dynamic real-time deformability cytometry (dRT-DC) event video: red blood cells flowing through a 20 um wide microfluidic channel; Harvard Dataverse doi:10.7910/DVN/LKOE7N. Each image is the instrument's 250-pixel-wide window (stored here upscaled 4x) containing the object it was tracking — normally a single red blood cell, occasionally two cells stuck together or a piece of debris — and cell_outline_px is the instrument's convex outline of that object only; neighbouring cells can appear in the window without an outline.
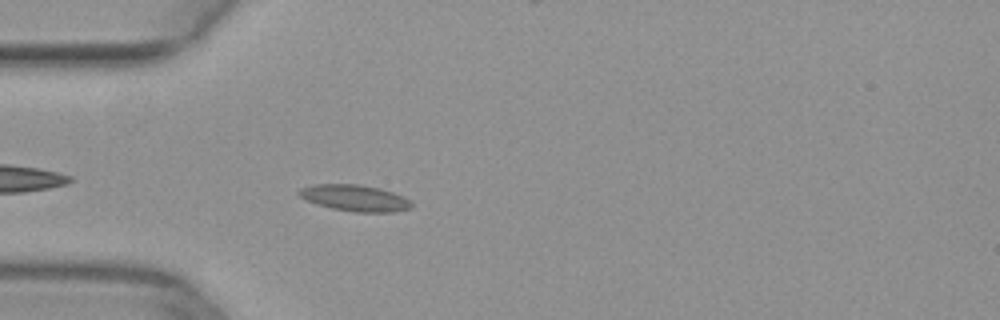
{"species": "common noctule bat (a hibernating species)", "species_latin": "Nyctalus noctula", "temperature_condition": "warm", "stored_images_in_passage": 40, "camera_frame_rate_fps": 3000, "um_per_image_px": 0.085, "animal": {"sex": "female", "body_mass_g": 29.2, "forearm_length_mm": 56.3}, "frame": {"image": 1, "passage_image": 4, "time_ms": 1.0, "image_size_px": [1000, 320], "cell_outline_px": [[412, 208], [392, 212], [352, 212], [332, 208], [316, 204], [300, 196], [296, 192], [300, 188], [312, 184], [360, 184], [380, 188], [404, 196], [412, 200]], "centroid_in_image_um": [30.18, 16.82], "position_along_channel_um": 54.8, "area_um2": 17.46}}
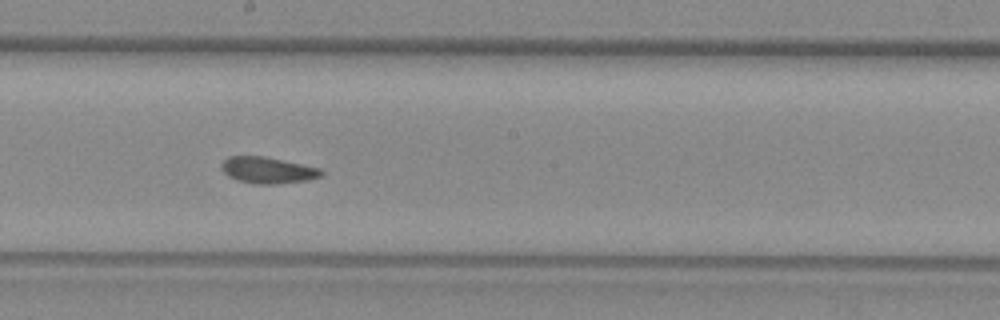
{"frame": {"image": 2, "passage_image": 17, "time_ms": 5.333, "image_size_px": [1000, 320], "cell_outline_px": [[324, 172], [320, 176], [308, 180], [276, 184], [256, 184], [236, 180], [228, 176], [220, 168], [220, 164], [228, 156], [264, 156], [320, 168]], "centroid_in_image_um": [22.72, 14.47], "position_along_channel_um": 225.5, "area_um2": 15.37}}
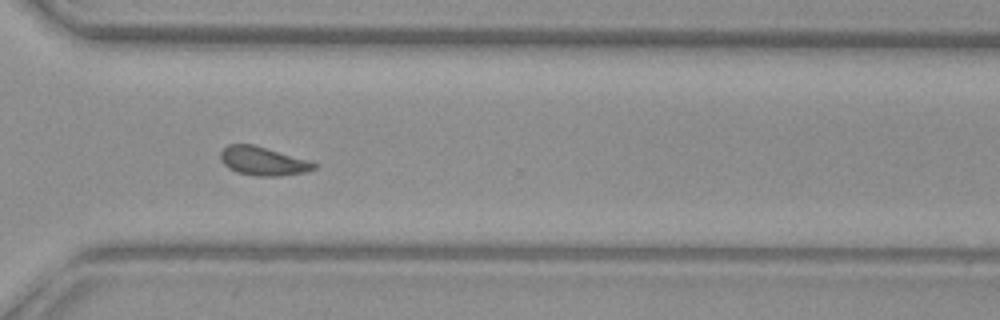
{"frame": {"image": 3, "passage_image": 26, "time_ms": 8.333, "image_size_px": [1000, 320], "cell_outline_px": [[316, 168], [304, 172], [280, 176], [256, 176], [236, 172], [228, 168], [220, 160], [220, 152], [228, 144], [252, 144], [308, 160], [316, 164]], "centroid_in_image_um": [22.31, 13.7], "position_along_channel_um": 348.3, "area_um2": 15.49}}